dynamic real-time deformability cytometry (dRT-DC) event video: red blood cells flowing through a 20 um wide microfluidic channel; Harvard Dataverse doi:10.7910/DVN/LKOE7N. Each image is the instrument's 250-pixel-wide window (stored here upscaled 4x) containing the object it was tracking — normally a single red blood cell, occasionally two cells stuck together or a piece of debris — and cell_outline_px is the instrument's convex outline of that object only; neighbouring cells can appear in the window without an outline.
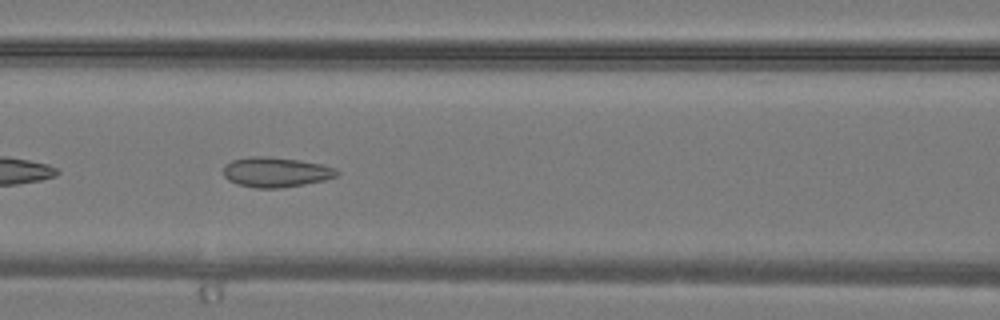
{"species": "common noctule bat (a hibernating species)", "species_latin": "Nyctalus noctula", "temperature_condition": "warm", "stored_images_in_passage": 35, "camera_frame_rate_fps": 3000, "um_per_image_px": 0.085, "animal": {"sex": "male", "body_mass_g": 19.2, "forearm_length_mm": 51.8}, "frame": {"image": 1, "passage_image": 16, "time_ms": 5.0, "image_size_px": [1000, 320], "cell_outline_px": [[340, 172], [336, 176], [324, 180], [304, 184], [280, 188], [256, 188], [236, 184], [228, 180], [224, 176], [224, 168], [232, 160], [252, 156], [264, 156], [300, 160], [320, 164], [336, 168]], "centroid_in_image_um": [23.45, 14.63], "position_along_channel_um": 143.1, "area_um2": 19.71}}
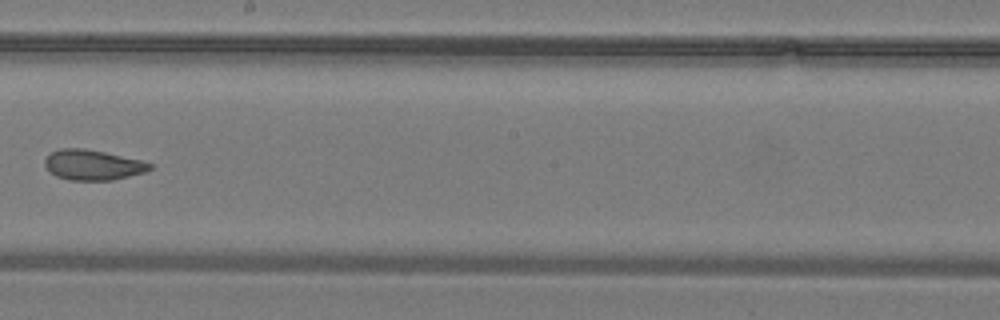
{"frame": {"image": 2, "passage_image": 21, "time_ms": 6.667, "image_size_px": [1000, 320], "cell_outline_px": [[152, 168], [144, 172], [112, 180], [68, 180], [56, 176], [44, 164], [44, 160], [52, 152], [60, 148], [84, 148], [104, 152], [140, 160], [152, 164]], "centroid_in_image_um": [7.87, 14.02], "position_along_channel_um": 240.3, "area_um2": 18.26}}
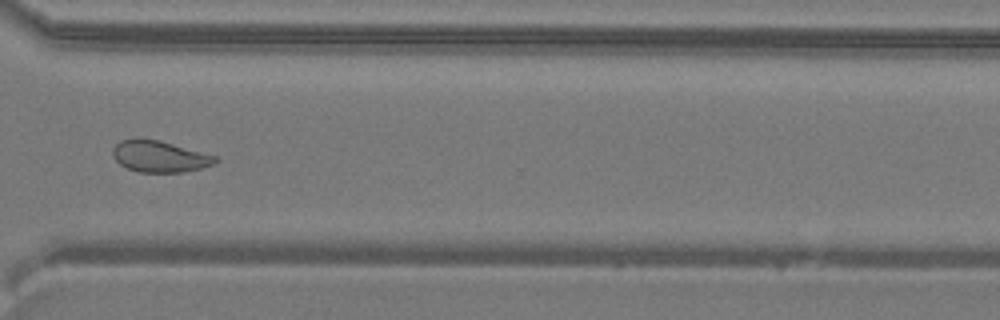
{"frame": {"image": 3, "passage_image": 27, "time_ms": 8.667, "image_size_px": [1000, 320], "cell_outline_px": [[220, 160], [212, 164], [200, 168], [184, 172], [140, 172], [128, 168], [120, 164], [116, 160], [112, 152], [112, 148], [120, 140], [136, 136], [160, 140], [216, 156]], "centroid_in_image_um": [13.52, 13.26], "position_along_channel_um": 357.1, "area_um2": 18.96}}